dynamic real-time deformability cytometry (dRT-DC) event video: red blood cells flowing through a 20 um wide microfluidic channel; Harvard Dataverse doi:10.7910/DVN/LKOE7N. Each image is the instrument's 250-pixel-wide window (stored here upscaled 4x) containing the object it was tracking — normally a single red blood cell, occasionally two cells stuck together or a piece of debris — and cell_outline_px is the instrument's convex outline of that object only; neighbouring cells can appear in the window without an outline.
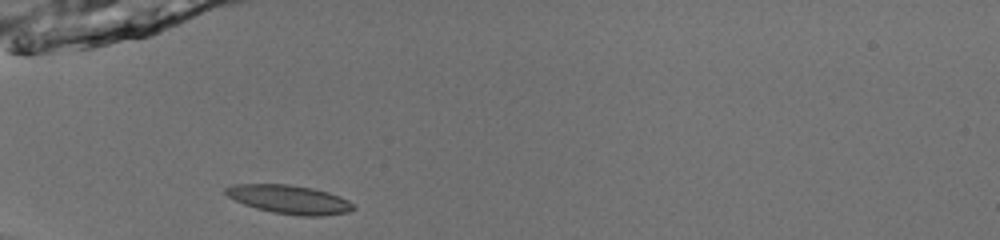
{"species": "common noctule bat (a hibernating species)", "species_latin": "Nyctalus noctula", "temperature_condition": "room temperature", "stored_images_in_passage": 34, "camera_frame_rate_fps": 3000, "um_per_image_px": 0.085, "animal": {"sex": "male", "body_mass_g": 13.0, "forearm_length_mm": 53.1}, "frame": {"image": 1, "passage_image": 1, "time_ms": 0.0, "image_size_px": [1000, 240], "cell_outline_px": [[356, 208], [348, 212], [324, 216], [300, 216], [272, 212], [256, 208], [244, 204], [228, 196], [224, 192], [224, 188], [236, 184], [288, 184], [312, 188], [328, 192], [340, 196], [348, 200]], "centroid_in_image_um": [24.61, 16.95], "position_along_channel_um": 60.4, "area_um2": 21.33}}
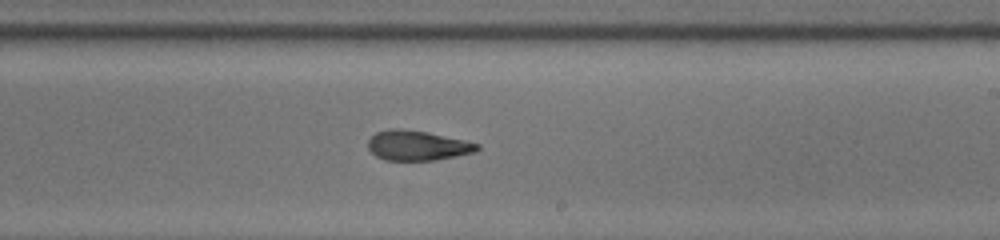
{"frame": {"image": 2, "passage_image": 16, "time_ms": 5.0, "image_size_px": [1000, 240], "cell_outline_px": [[480, 148], [476, 152], [436, 160], [384, 160], [376, 156], [368, 148], [368, 140], [376, 132], [388, 128], [400, 128], [428, 132], [464, 140], [480, 144]], "centroid_in_image_um": [35.48, 12.36], "position_along_channel_um": 253.5, "area_um2": 19.13}}
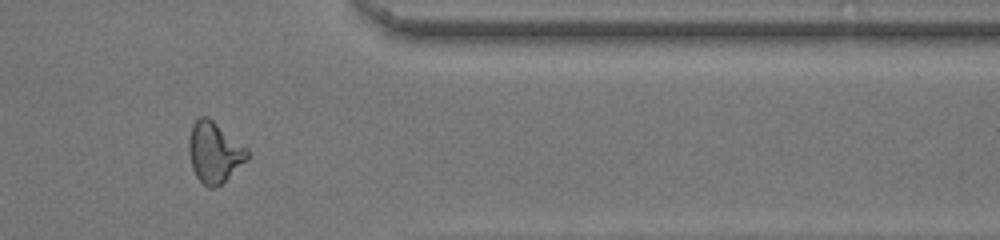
{"frame": {"image": 3, "passage_image": 27, "time_ms": 8.667, "image_size_px": [1000, 240], "cell_outline_px": [[248, 160], [220, 184], [212, 188], [208, 188], [196, 176], [192, 168], [188, 152], [188, 140], [192, 124], [200, 116], [208, 116], [248, 148]], "centroid_in_image_um": [18.21, 12.92], "position_along_channel_um": 393.2, "area_um2": 20.75}, "authors_computed_cell_mechanics": {"area_um2": 19.8543, "velocity_mm_per_s": 4.022, "shape_relaxation_time_tau1_ms": null, "shape_relaxation_time_tau2_ms": 2.0341, "deformation_change_tau1": null, "deformation_change_tau2": 0.0863}}